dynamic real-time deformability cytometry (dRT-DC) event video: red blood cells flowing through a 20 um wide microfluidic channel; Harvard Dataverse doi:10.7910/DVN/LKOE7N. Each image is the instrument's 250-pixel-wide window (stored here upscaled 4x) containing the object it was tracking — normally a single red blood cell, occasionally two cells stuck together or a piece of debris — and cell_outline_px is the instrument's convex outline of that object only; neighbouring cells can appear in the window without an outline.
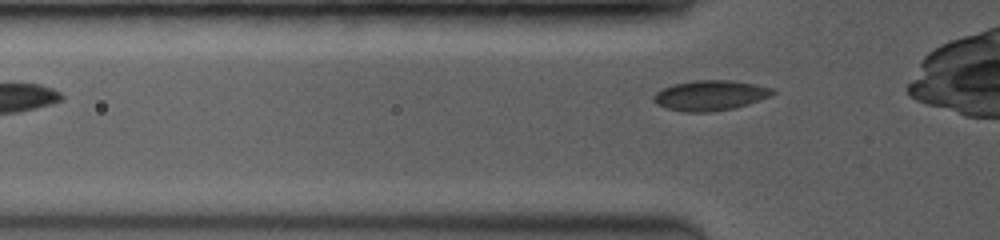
{"species": "common noctule bat (a hibernating species)", "species_latin": "Nyctalus noctula", "temperature_condition": "room temperature", "stored_images_in_passage": 7, "segment_of_instrument_passage": [2, 2], "camera_frame_rate_fps": 3500, "um_per_image_px": 0.085, "animal": {"sex": "female", "body_mass_g": 19.0, "forearm_length_mm": 53.3}, "frame": {"image": 1, "passage_image": 7, "time_ms": 3.714, "image_size_px": [1000, 240], "cell_outline_px": [[776, 92], [772, 96], [748, 104], [732, 108], [712, 112], [684, 112], [668, 108], [656, 104], [652, 100], [652, 96], [656, 92], [672, 84], [692, 80], [732, 80], [772, 88]], "centroid_in_image_um": [60.35, 8.11], "position_along_channel_um": 65.5, "area_um2": 20.98}}